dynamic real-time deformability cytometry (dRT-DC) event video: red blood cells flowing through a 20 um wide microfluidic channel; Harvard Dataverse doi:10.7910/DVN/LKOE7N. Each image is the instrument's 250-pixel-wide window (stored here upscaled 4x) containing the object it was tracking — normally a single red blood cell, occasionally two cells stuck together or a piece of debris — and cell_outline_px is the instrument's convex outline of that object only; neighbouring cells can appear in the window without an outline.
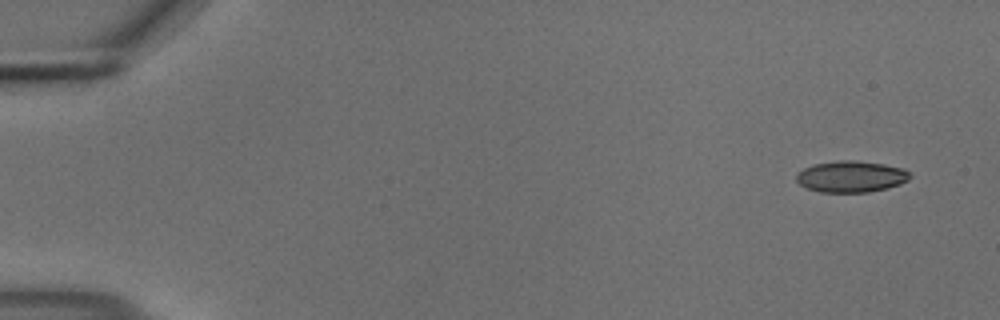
{"species": "common noctule bat (a hibernating species)", "species_latin": "Nyctalus noctula", "temperature_condition": "cold", "stored_images_in_passage": 12, "camera_frame_rate_fps": 3000, "um_per_image_px": 0.085, "animal": {"sex": "male", "body_mass_g": 18.8}, "frame": {"image": 1, "passage_image": 1, "time_ms": 0.0, "image_size_px": [1000, 320], "cell_outline_px": [[912, 176], [908, 180], [900, 184], [868, 192], [820, 192], [808, 188], [800, 184], [796, 180], [796, 176], [804, 168], [812, 164], [840, 160], [852, 160], [884, 164], [904, 168]], "centroid_in_image_um": [72.35, 15.0], "position_along_channel_um": 12.7, "area_um2": 20.63}}